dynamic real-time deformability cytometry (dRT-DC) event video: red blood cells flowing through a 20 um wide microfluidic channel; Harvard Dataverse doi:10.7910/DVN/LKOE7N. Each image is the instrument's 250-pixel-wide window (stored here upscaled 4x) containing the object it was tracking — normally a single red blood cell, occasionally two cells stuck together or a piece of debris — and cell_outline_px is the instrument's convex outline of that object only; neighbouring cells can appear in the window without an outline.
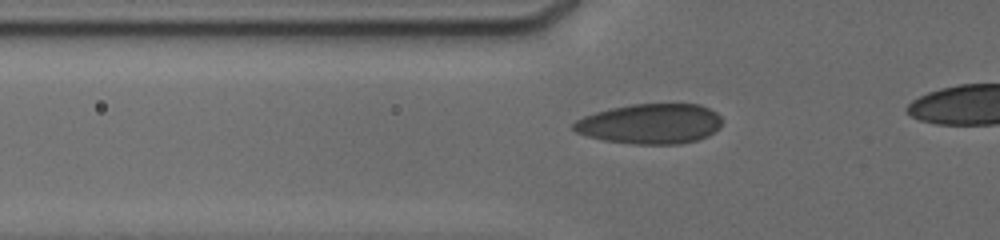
{"species": "human", "species_latin": "Homo sapiens", "temperature_condition": "cold", "stored_images_in_passage": 41, "camera_frame_rate_fps": 3000, "um_per_image_px": 0.085, "donor": {"sex": "male"}, "frame": {"image": 1, "passage_image": 25, "time_ms": 5.333, "image_size_px": [1000, 240], "cell_outline_px": [[720, 124], [708, 136], [696, 140], [680, 144], [632, 144], [604, 140], [588, 136], [576, 132], [572, 128], [572, 124], [576, 120], [584, 116], [596, 112], [612, 108], [632, 104], [700, 104], [716, 112], [720, 116]], "centroid_in_image_um": [55.25, 10.52], "position_along_channel_um": 70.6, "area_um2": 34.51}}
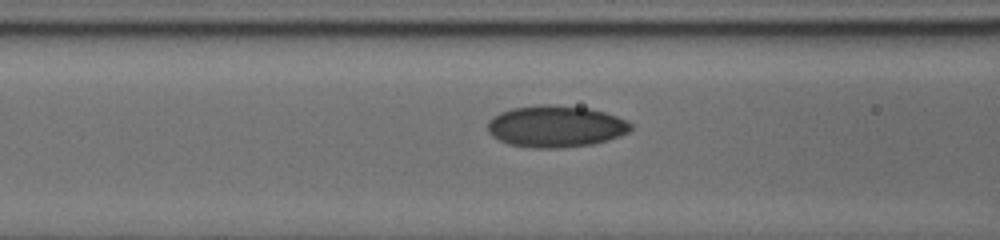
{"frame": {"image": 2, "passage_image": 31, "time_ms": 6.667, "image_size_px": [1000, 240], "cell_outline_px": [[632, 128], [628, 132], [620, 136], [608, 140], [592, 144], [560, 148], [532, 148], [508, 144], [492, 136], [488, 132], [488, 120], [492, 116], [500, 112], [512, 108], [544, 104], [588, 108], [604, 112], [628, 120], [632, 124]], "centroid_in_image_um": [47.23, 10.75], "position_along_channel_um": 119.4, "area_um2": 34.85}}
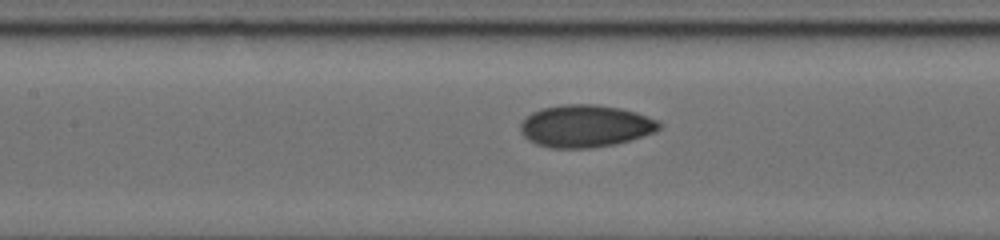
{"frame": {"image": 3, "passage_image": 36, "time_ms": 7.667, "image_size_px": [1000, 240], "cell_outline_px": [[660, 128], [656, 132], [616, 144], [592, 148], [552, 148], [536, 144], [528, 140], [520, 132], [520, 124], [532, 112], [540, 108], [564, 104], [592, 104], [620, 108], [636, 112], [656, 120], [660, 124]], "centroid_in_image_um": [49.74, 10.72], "position_along_channel_um": 157.7, "area_um2": 34.22}}